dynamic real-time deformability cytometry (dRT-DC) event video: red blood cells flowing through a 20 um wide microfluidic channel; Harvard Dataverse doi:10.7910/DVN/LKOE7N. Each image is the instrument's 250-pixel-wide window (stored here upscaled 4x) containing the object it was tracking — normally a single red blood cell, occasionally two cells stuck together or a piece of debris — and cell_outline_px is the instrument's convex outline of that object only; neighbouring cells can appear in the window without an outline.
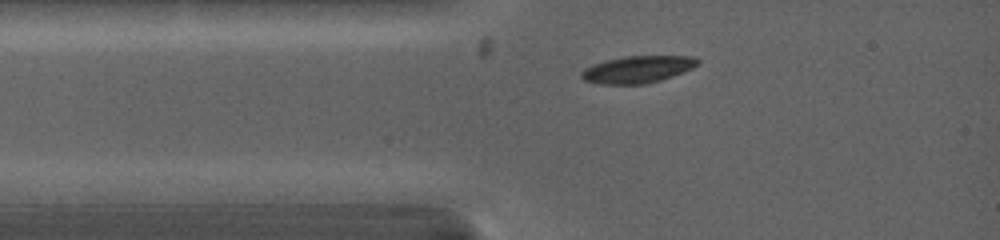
{"species": "common noctule bat (a hibernating species)", "species_latin": "Nyctalus noctula", "temperature_condition": "warm", "stored_images_in_passage": 2, "camera_frame_rate_fps": 5000, "um_per_image_px": 0.085, "animal": {"sex": "female", "body_mass_g": 19.0, "forearm_length_mm": 53.3}, "frame": {"image": 1, "passage_image": 1, "time_ms": 0.0, "image_size_px": [1000, 240], "cell_outline_px": [[700, 64], [684, 72], [660, 80], [644, 84], [600, 84], [584, 80], [580, 76], [580, 72], [584, 68], [592, 64], [624, 56], [696, 56], [700, 60]], "centroid_in_image_um": [54.21, 5.89], "position_along_channel_um": 30.8, "area_um2": 18.44}}